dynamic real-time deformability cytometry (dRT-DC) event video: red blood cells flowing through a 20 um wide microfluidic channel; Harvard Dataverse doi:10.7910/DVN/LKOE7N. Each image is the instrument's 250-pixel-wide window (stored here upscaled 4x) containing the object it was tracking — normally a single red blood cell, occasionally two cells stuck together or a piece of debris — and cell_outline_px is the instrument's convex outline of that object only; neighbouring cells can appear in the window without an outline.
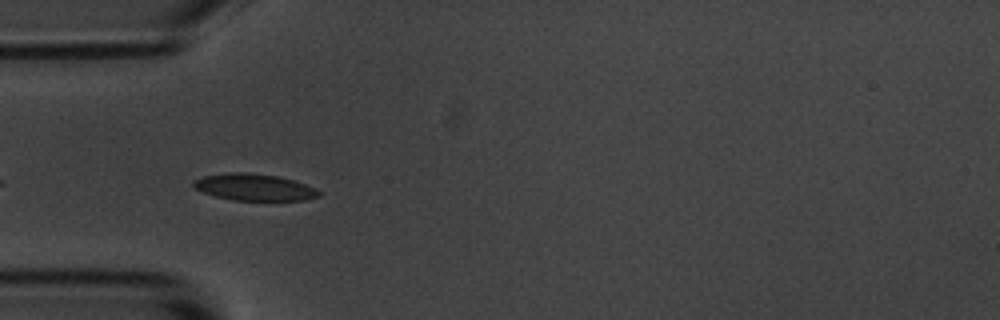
{"species": "common noctule bat (a hibernating species)", "species_latin": "Nyctalus noctula", "temperature_condition": "room temperature", "stored_images_in_passage": 4, "camera_frame_rate_fps": 3000, "um_per_image_px": 0.085, "animal": {"sex": "male", "body_mass_g": 20.1, "forearm_length_mm": 53.5}, "frame": {"image": 1, "passage_image": 3, "time_ms": 3.333, "image_size_px": [1000, 320], "cell_outline_px": [[320, 196], [304, 200], [232, 200], [216, 196], [192, 188], [192, 180], [204, 176], [232, 172], [248, 172], [276, 176], [292, 180], [316, 188], [320, 192]], "centroid_in_image_um": [21.58, 15.91], "position_along_channel_um": 63.4, "area_um2": 19.42}}